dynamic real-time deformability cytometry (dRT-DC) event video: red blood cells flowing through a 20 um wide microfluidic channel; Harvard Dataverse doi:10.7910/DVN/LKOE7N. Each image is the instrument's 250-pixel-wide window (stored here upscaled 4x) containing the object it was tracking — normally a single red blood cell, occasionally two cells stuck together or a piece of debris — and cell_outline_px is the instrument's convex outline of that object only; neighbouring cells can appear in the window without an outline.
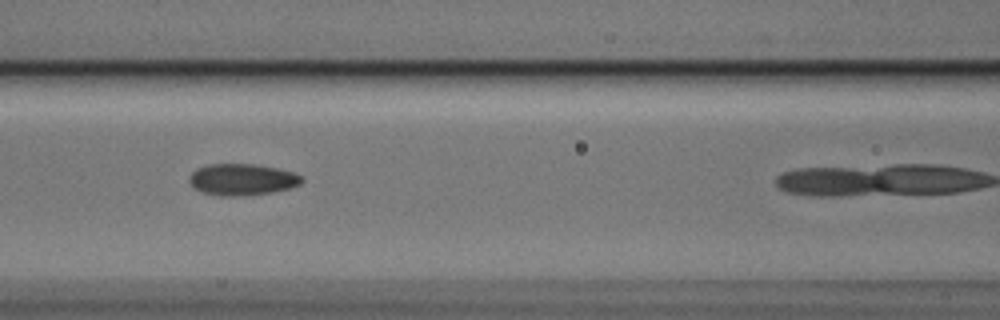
{"species": "Egyptian fruit bat (a non-hibernating species)", "species_latin": "Rousettus aegyptiacus", "temperature_condition": "cold", "stored_images_in_passage": 5, "camera_frame_rate_fps": 3000, "um_per_image_px": 0.085, "animal": {"sex": "male"}, "frame": {"image": 1, "passage_image": 4, "time_ms": 1.0, "image_size_px": [1000, 320], "cell_outline_px": [[304, 180], [300, 184], [288, 188], [272, 192], [232, 196], [220, 196], [204, 192], [196, 188], [188, 180], [188, 176], [196, 168], [208, 164], [256, 164], [276, 168], [292, 172], [300, 176]], "centroid_in_image_um": [20.55, 15.24], "position_along_channel_um": 146.0, "area_um2": 20.4}}